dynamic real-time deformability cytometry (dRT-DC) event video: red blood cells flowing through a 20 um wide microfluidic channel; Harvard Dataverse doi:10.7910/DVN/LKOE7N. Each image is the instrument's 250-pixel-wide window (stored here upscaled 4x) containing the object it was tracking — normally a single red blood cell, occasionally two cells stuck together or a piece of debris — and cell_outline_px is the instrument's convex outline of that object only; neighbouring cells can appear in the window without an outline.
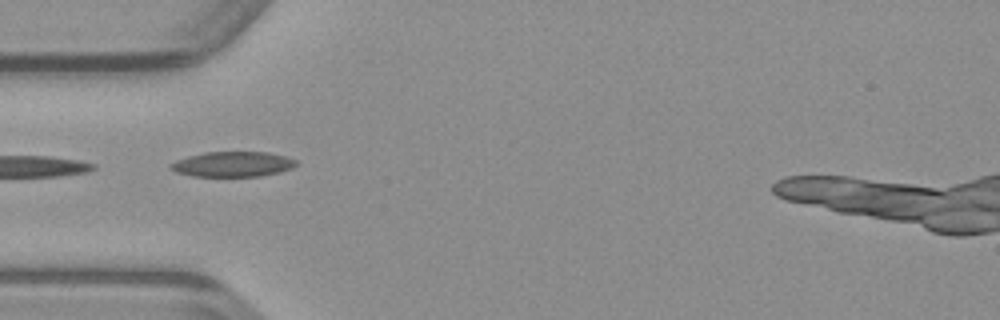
{"species": "common noctule bat (a hibernating species)", "species_latin": "Nyctalus noctula", "temperature_condition": "warm", "stored_images_in_passage": 7, "camera_frame_rate_fps": 3000, "um_per_image_px": 0.085, "animal": {"sex": "male", "body_mass_g": 23.1, "forearm_length_mm": 52.7}, "frame": {"image": 1, "passage_image": 1, "time_ms": 0.0, "image_size_px": [1000, 320], "cell_outline_px": [[300, 164], [292, 168], [280, 172], [260, 176], [192, 176], [176, 172], [168, 168], [168, 164], [176, 160], [188, 156], [204, 152], [268, 152], [284, 156], [296, 160]], "centroid_in_image_um": [19.77, 13.95], "position_along_channel_um": 65.2, "area_um2": 18.55}}